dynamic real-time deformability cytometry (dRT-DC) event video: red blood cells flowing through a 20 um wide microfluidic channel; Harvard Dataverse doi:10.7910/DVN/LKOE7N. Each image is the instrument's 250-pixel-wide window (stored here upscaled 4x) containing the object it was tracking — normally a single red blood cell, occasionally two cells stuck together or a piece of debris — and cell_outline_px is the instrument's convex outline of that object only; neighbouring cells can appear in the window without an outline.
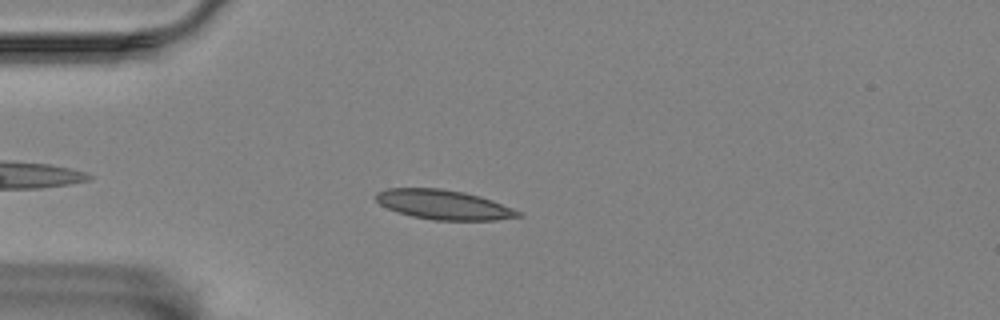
{"species": "Egyptian fruit bat (a non-hibernating species)", "species_latin": "Rousettus aegyptiacus", "temperature_condition": "room temperature", "stored_images_in_passage": 48, "camera_frame_rate_fps": 3000, "um_per_image_px": 0.085, "animal": {"sex": "female"}, "frame": {"image": 1, "passage_image": 6, "time_ms": 1.667, "image_size_px": [1000, 320], "cell_outline_px": [[524, 216], [496, 220], [432, 220], [412, 216], [396, 212], [380, 204], [376, 200], [376, 192], [388, 188], [440, 188], [464, 192], [480, 196], [492, 200], [512, 208], [520, 212]], "centroid_in_image_um": [37.7, 17.4], "position_along_channel_um": 47.3, "area_um2": 24.51}}
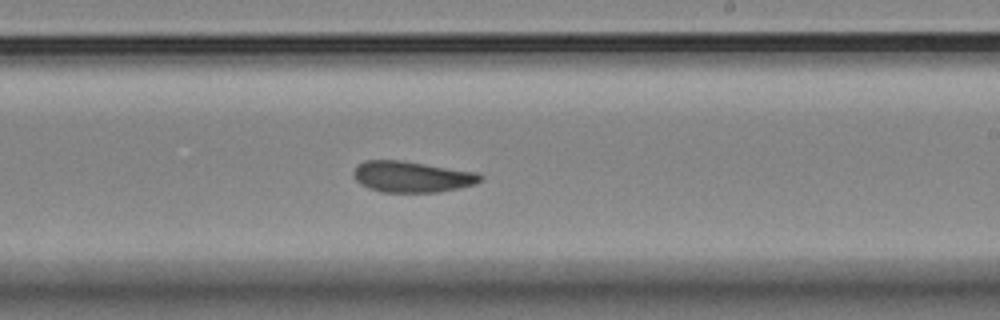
{"frame": {"image": 2, "passage_image": 25, "time_ms": 8.0, "image_size_px": [1000, 320], "cell_outline_px": [[484, 176], [476, 184], [460, 188], [440, 192], [380, 192], [368, 188], [360, 184], [352, 176], [352, 172], [364, 160], [400, 160], [476, 172]], "centroid_in_image_um": [35.0, 15.03], "position_along_channel_um": 254.0, "area_um2": 23.0}}
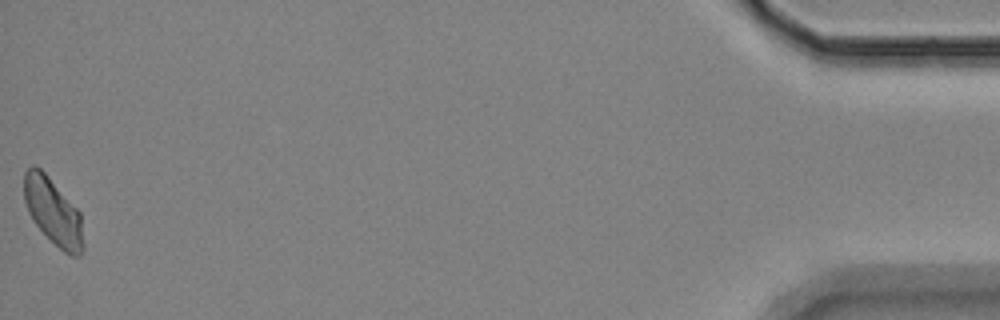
{"frame": {"image": 3, "passage_image": 48, "time_ms": 15.667, "image_size_px": [1000, 320], "cell_outline_px": [[84, 248], [80, 256], [72, 256], [64, 252], [32, 220], [28, 212], [24, 200], [24, 172], [32, 164], [40, 168], [44, 172], [80, 212], [84, 244]], "centroid_in_image_um": [4.51, 17.98], "position_along_channel_um": 430.7, "area_um2": 22.77}, "authors_computed_cell_mechanics": {"area_um2": 23.0622, "velocity_mm_per_s": 3.5003, "shape_relaxation_time_tau1_ms": null, "shape_relaxation_time_tau2_ms": 3.436, "deformation_change_tau1": null, "deformation_change_tau2": 0.0766}}